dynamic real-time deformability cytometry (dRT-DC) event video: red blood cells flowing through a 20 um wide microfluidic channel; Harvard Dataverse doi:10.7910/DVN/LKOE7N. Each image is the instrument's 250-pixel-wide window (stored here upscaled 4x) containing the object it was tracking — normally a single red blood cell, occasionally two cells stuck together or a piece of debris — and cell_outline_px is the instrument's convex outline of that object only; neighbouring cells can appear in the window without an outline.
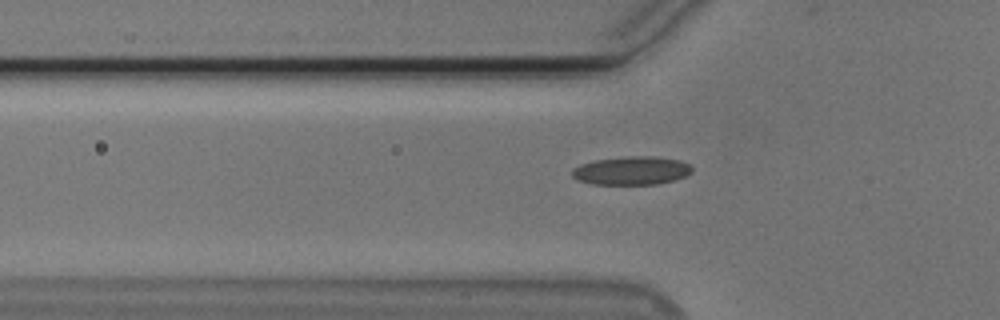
{"species": "Egyptian fruit bat (a non-hibernating species)", "species_latin": "Rousettus aegyptiacus", "temperature_condition": "cold", "stored_images_in_passage": 41, "camera_frame_rate_fps": 3000, "um_per_image_px": 0.085, "animal": {"sex": "male"}, "frame": {"image": 1, "passage_image": 10, "time_ms": 3.0, "image_size_px": [1000, 320], "cell_outline_px": [[692, 172], [684, 176], [672, 180], [656, 184], [592, 184], [580, 180], [572, 176], [572, 168], [580, 164], [592, 160], [624, 156], [656, 156], [680, 160], [688, 164], [692, 168]], "centroid_in_image_um": [53.65, 14.48], "position_along_channel_um": 72.1, "area_um2": 19.88}}
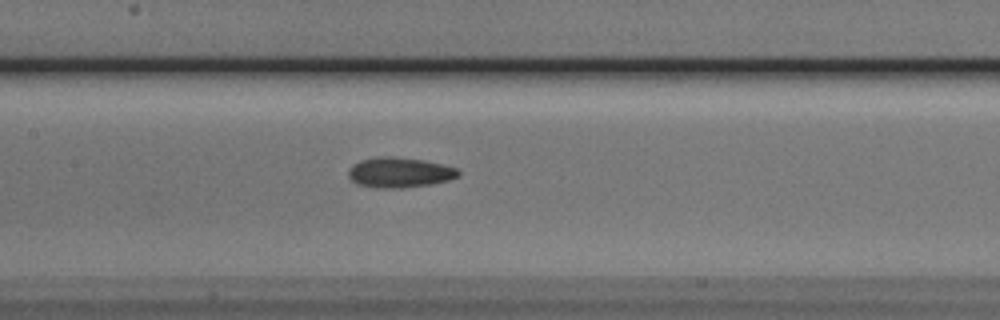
{"frame": {"image": 2, "passage_image": 18, "time_ms": 5.667, "image_size_px": [1000, 320], "cell_outline_px": [[460, 176], [448, 180], [432, 184], [400, 188], [380, 188], [356, 184], [348, 176], [348, 168], [352, 164], [360, 160], [376, 156], [392, 156], [424, 160], [456, 168], [460, 172]], "centroid_in_image_um": [33.92, 14.65], "position_along_channel_um": 173.5, "area_um2": 19.48}}
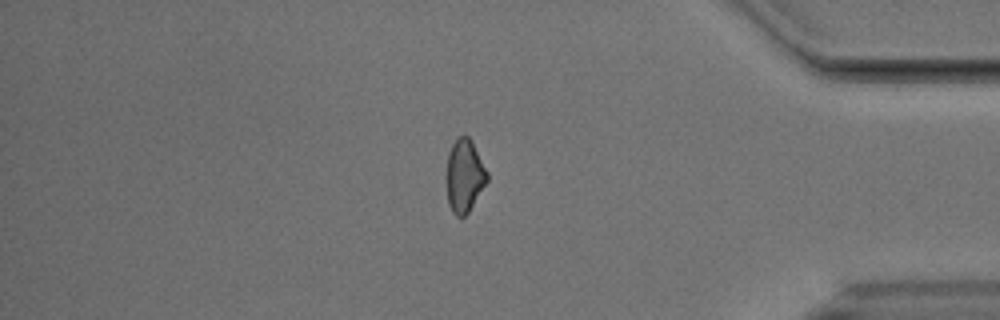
{"frame": {"image": 3, "passage_image": 38, "time_ms": 12.333, "image_size_px": [1000, 320], "cell_outline_px": [[488, 180], [468, 212], [464, 216], [456, 216], [452, 212], [448, 204], [448, 152], [456, 136], [468, 136], [472, 140], [488, 172]], "centroid_in_image_um": [39.5, 14.91], "position_along_channel_um": 395.7, "area_um2": 17.05}, "authors_computed_cell_mechanics": {"area_um2": 19.074, "velocity_mm_per_s": 3.7734, "shape_relaxation_time_tau1_ms": 5.3195, "shape_relaxation_time_tau2_ms": 4.5662, "deformation_change_tau1": 0.0998, "deformation_change_tau2": 0.1066}}